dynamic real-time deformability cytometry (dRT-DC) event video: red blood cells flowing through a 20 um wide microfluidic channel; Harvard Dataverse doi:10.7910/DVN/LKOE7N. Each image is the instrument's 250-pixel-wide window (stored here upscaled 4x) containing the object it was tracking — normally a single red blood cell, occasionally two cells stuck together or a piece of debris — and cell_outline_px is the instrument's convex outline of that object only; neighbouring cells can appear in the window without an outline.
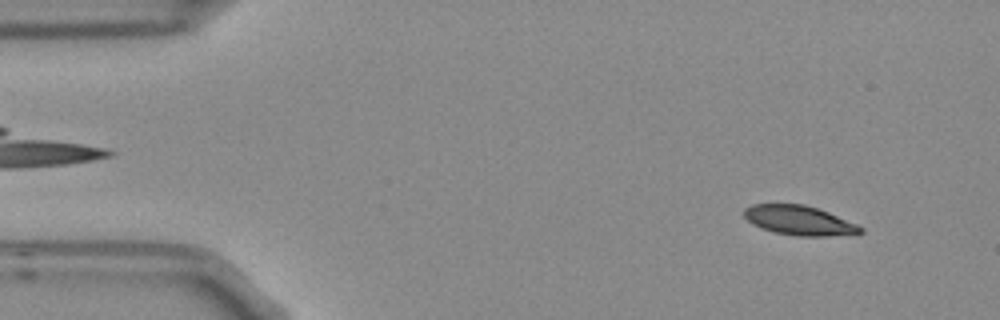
{"species": "Egyptian fruit bat (a non-hibernating species)", "species_latin": "Rousettus aegyptiacus", "temperature_condition": "room temperature", "stored_images_in_passage": 6, "camera_frame_rate_fps": 3000, "um_per_image_px": 0.085, "frame": {"image": 1, "passage_image": 1, "time_ms": 0.0, "image_size_px": [1000, 320], "cell_outline_px": [[864, 232], [824, 236], [800, 236], [776, 232], [752, 224], [744, 216], [744, 208], [752, 204], [804, 204], [828, 212], [856, 224], [864, 228]], "centroid_in_image_um": [67.91, 18.72], "position_along_channel_um": 17.1, "area_um2": 19.59}}